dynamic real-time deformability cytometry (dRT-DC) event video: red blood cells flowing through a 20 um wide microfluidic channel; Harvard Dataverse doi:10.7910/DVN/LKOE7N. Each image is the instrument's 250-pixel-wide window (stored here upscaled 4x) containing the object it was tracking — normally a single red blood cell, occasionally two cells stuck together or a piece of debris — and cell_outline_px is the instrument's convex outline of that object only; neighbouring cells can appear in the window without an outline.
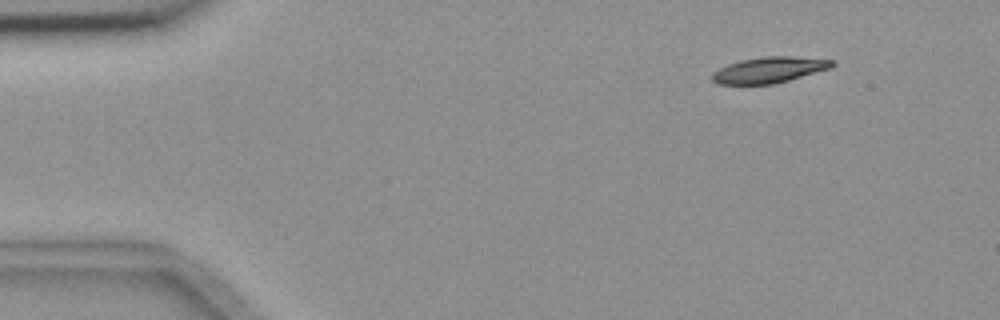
{"species": "common noctule bat (a hibernating species)", "species_latin": "Nyctalus noctula", "temperature_condition": "room temperature", "stored_images_in_passage": 4, "camera_frame_rate_fps": 3000, "um_per_image_px": 0.085, "animal": {"sex": "female", "body_mass_g": 18.4}, "frame": {"image": 1, "passage_image": 2, "time_ms": 1.333, "image_size_px": [1000, 320], "cell_outline_px": [[836, 64], [832, 68], [788, 80], [772, 84], [716, 84], [712, 80], [712, 72], [728, 64], [740, 60], [764, 56], [792, 56], [836, 60]], "centroid_in_image_um": [65.41, 5.93], "position_along_channel_um": 19.6, "area_um2": 18.21}}